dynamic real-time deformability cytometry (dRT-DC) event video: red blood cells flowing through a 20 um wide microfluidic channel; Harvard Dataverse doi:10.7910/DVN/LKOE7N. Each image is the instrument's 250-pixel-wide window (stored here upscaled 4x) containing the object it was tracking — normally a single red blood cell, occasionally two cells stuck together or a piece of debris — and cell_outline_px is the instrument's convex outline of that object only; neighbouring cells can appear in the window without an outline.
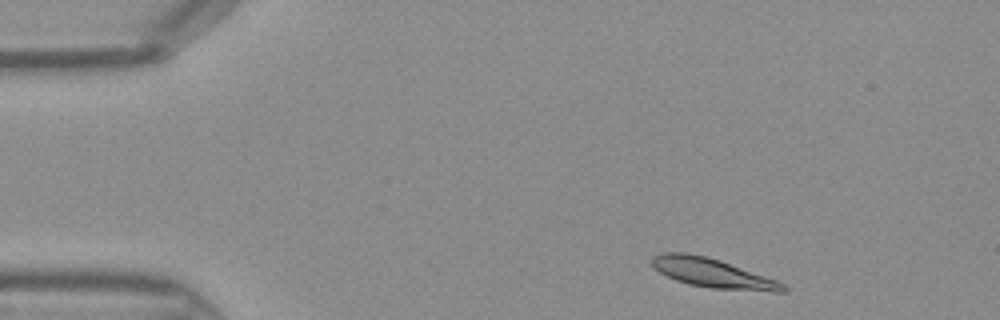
{"species": "Egyptian fruit bat (a non-hibernating species)", "species_latin": "Rousettus aegyptiacus", "temperature_condition": "warm", "stored_images_in_passage": 40, "camera_frame_rate_fps": 3000, "um_per_image_px": 0.085, "frame": {"image": 1, "passage_image": 1, "time_ms": 0.0, "image_size_px": [1000, 320], "cell_outline_px": [[788, 292], [772, 292], [712, 288], [688, 284], [676, 280], [652, 268], [648, 260], [652, 256], [660, 252], [688, 252], [720, 260], [776, 280], [784, 284], [788, 288]], "centroid_in_image_um": [60.52, 23.2], "position_along_channel_um": 24.5, "area_um2": 22.54}}
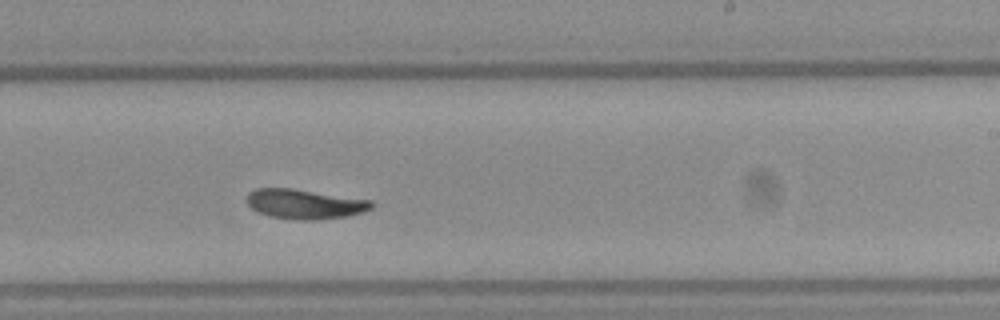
{"frame": {"image": 2, "passage_image": 22, "time_ms": 7.0, "image_size_px": [1000, 320], "cell_outline_px": [[376, 204], [372, 208], [364, 212], [348, 216], [316, 220], [296, 220], [268, 216], [256, 212], [244, 200], [248, 192], [256, 188], [292, 188], [372, 200]], "centroid_in_image_um": [25.89, 17.34], "position_along_channel_um": 263.1, "area_um2": 22.02}}
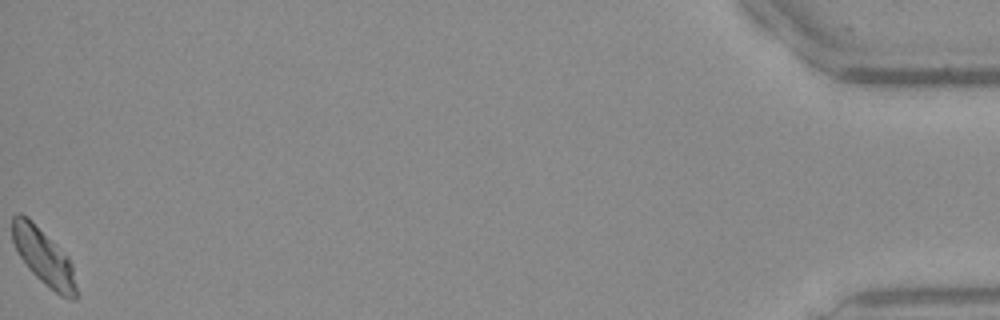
{"frame": {"image": 3, "passage_image": 40, "time_ms": 13.0, "image_size_px": [1000, 320], "cell_outline_px": [[76, 300], [68, 300], [60, 296], [40, 280], [28, 268], [20, 256], [12, 240], [12, 216], [16, 212], [20, 212], [28, 216], [68, 256], [72, 264], [76, 288]], "centroid_in_image_um": [3.7, 21.81], "position_along_channel_um": 431.5, "area_um2": 21.04}}